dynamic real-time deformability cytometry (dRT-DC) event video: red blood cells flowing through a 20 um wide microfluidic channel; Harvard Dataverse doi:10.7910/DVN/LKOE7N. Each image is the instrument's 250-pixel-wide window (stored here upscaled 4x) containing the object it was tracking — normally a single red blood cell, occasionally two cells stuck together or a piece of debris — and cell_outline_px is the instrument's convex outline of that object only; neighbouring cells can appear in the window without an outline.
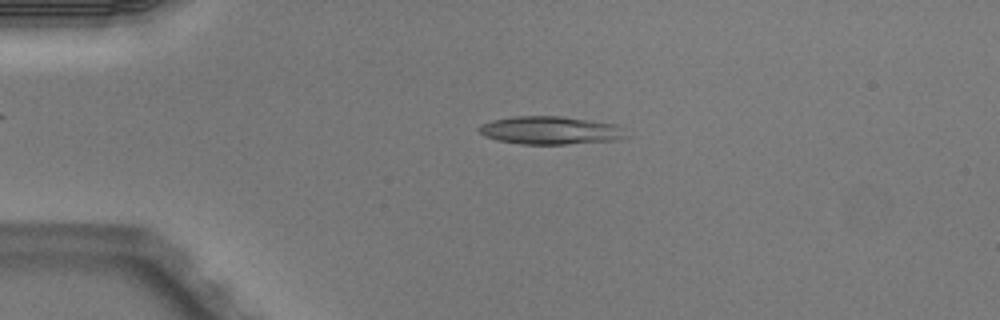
{"species": "Egyptian fruit bat (a non-hibernating species)", "species_latin": "Rousettus aegyptiacus", "temperature_condition": "warm", "stored_images_in_passage": 4, "camera_frame_rate_fps": 3000, "um_per_image_px": 0.085, "animal": {"sex": "male"}, "frame": {"image": 1, "passage_image": 1, "time_ms": 0.0, "image_size_px": [1000, 320], "cell_outline_px": [[628, 136], [616, 140], [568, 144], [520, 144], [496, 140], [484, 136], [476, 128], [480, 124], [492, 120], [512, 116], [560, 116], [616, 124], [624, 128]], "centroid_in_image_um": [46.76, 11.08], "position_along_channel_um": 38.2, "area_um2": 24.22}}
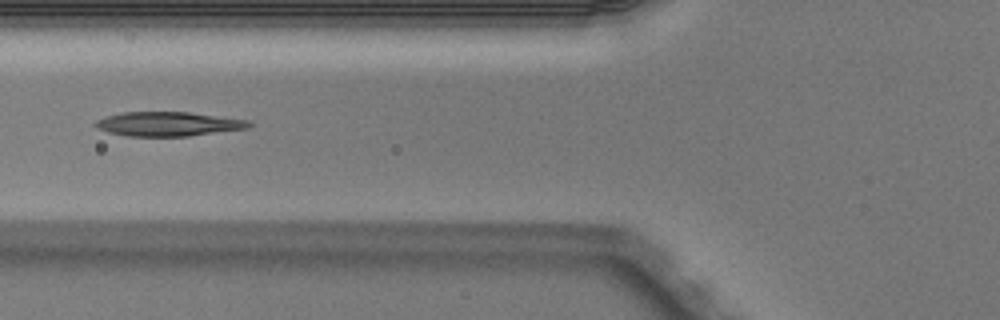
{"frame": {"image": 2, "passage_image": 3, "time_ms": 0.667, "image_size_px": [1000, 320], "cell_outline_px": [[252, 124], [248, 128], [188, 136], [128, 136], [108, 132], [96, 128], [92, 124], [96, 120], [108, 116], [124, 112], [188, 112], [248, 120]], "centroid_in_image_um": [14.26, 10.54], "position_along_channel_um": 111.5, "area_um2": 21.56}}
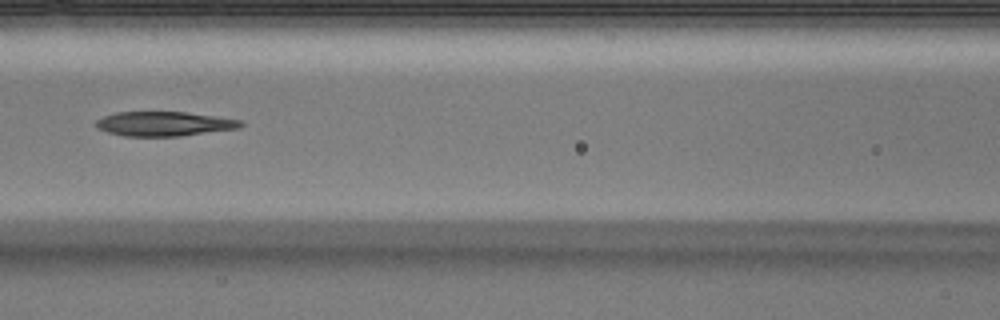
{"frame": {"image": 3, "passage_image": 4, "time_ms": 1.0, "image_size_px": [1000, 320], "cell_outline_px": [[244, 124], [240, 128], [180, 136], [124, 136], [108, 132], [96, 128], [96, 120], [104, 116], [116, 112], [184, 112], [240, 120]], "centroid_in_image_um": [13.92, 10.53], "position_along_channel_um": 152.7, "area_um2": 20.46}}